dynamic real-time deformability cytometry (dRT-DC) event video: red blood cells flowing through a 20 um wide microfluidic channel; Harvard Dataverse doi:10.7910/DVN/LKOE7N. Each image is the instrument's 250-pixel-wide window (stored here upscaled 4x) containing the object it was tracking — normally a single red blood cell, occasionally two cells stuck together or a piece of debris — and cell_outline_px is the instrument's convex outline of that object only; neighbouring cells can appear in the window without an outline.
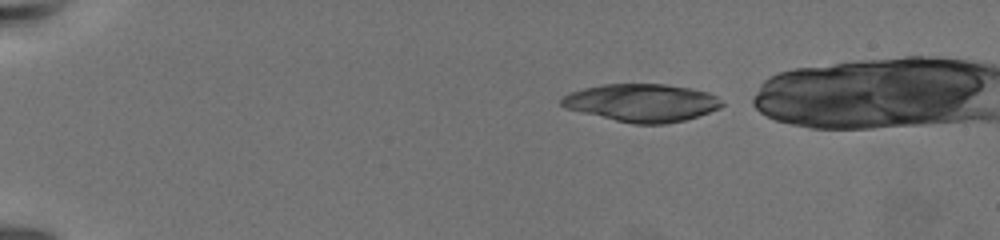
{"species": "common noctule bat (a hibernating species)", "species_latin": "Nyctalus noctula", "temperature_condition": "warm", "stored_images_in_passage": 19, "camera_frame_rate_fps": 3000, "um_per_image_px": 0.085, "animal": {"sex": "female", "body_mass_g": 19.5, "forearm_length_mm": 54.1}, "frame": {"image": 1, "passage_image": 1, "time_ms": 0.0, "image_size_px": [1000, 240], "cell_outline_px": [[724, 104], [720, 108], [700, 116], [684, 120], [664, 124], [632, 124], [564, 108], [560, 104], [560, 100], [564, 96], [572, 92], [584, 88], [604, 84], [664, 84], [692, 88], [708, 92], [724, 100]], "centroid_in_image_um": [54.61, 8.74], "position_along_channel_um": 30.4, "area_um2": 35.43}, "authors_computed_cell_mechanics": {"area_um2": 25.5476, "velocity_mm_per_s": 3.2781, "shape_relaxation_time_tau1_ms": null, "shape_relaxation_time_tau2_ms": 1.6763, "deformation_change_tau1": null, "deformation_change_tau2": 0.0897}}